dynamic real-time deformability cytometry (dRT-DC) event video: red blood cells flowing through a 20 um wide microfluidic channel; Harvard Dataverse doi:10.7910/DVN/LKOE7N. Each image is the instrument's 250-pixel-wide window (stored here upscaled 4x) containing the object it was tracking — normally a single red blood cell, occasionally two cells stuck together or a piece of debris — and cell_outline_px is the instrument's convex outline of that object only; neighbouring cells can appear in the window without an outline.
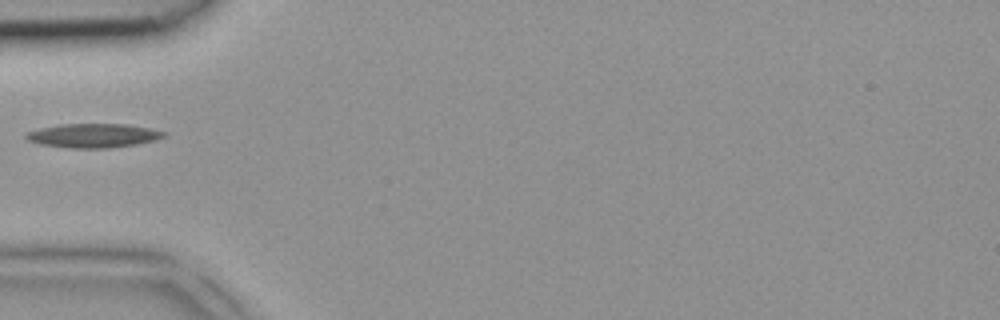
{"species": "common noctule bat (a hibernating species)", "species_latin": "Nyctalus noctula", "temperature_condition": "room temperature", "stored_images_in_passage": 2, "camera_frame_rate_fps": 3000, "um_per_image_px": 0.085, "animal": {"sex": "female", "body_mass_g": 18.4}, "frame": {"image": 1, "passage_image": 2, "time_ms": 0.333, "image_size_px": [1000, 320], "cell_outline_px": [[168, 132], [164, 136], [156, 140], [136, 144], [108, 148], [72, 148], [40, 144], [28, 140], [24, 136], [28, 132], [40, 128], [60, 124], [128, 124]], "centroid_in_image_um": [7.94, 11.52], "position_along_channel_um": 77.1, "area_um2": 19.19}}